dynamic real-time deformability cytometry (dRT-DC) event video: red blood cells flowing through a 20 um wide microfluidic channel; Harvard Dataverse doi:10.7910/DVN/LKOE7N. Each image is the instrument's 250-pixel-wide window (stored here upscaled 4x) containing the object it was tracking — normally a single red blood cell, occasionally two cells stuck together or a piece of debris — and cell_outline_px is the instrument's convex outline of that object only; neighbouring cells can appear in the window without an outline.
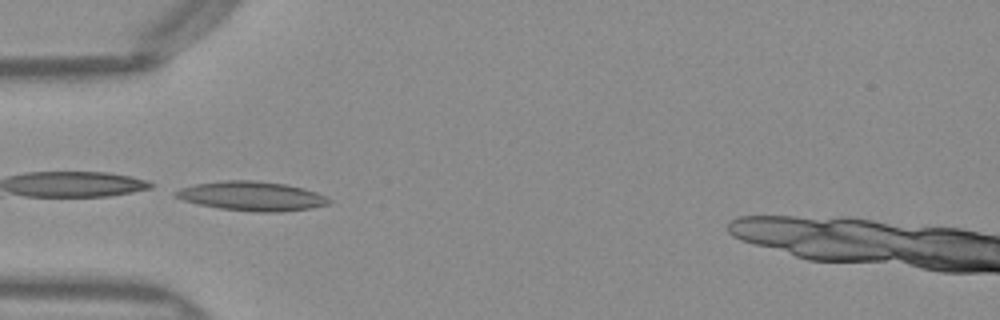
{"species": "Egyptian fruit bat (a non-hibernating species)", "species_latin": "Rousettus aegyptiacus", "temperature_condition": "warm", "stored_images_in_passage": 33, "camera_frame_rate_fps": 3000, "um_per_image_px": 0.085, "frame": {"image": 1, "passage_image": 1, "time_ms": 0.0, "image_size_px": [1000, 320], "cell_outline_px": [[332, 200], [328, 204], [312, 208], [280, 212], [260, 212], [220, 208], [200, 204], [184, 200], [172, 196], [172, 192], [180, 188], [196, 184], [224, 180], [256, 180], [284, 184], [304, 188], [328, 196]], "centroid_in_image_um": [21.42, 16.66], "position_along_channel_um": 63.6, "area_um2": 26.18}, "authors_computed_cell_mechanics": {"area_um2": 22.7732, "velocity_mm_per_s": 4.0089, "shape_relaxation_time_tau1_ms": 5.3468, "shape_relaxation_time_tau2_ms": 3.2049, "deformation_change_tau1": 0.1665, "deformation_change_tau2": 0.1085}}